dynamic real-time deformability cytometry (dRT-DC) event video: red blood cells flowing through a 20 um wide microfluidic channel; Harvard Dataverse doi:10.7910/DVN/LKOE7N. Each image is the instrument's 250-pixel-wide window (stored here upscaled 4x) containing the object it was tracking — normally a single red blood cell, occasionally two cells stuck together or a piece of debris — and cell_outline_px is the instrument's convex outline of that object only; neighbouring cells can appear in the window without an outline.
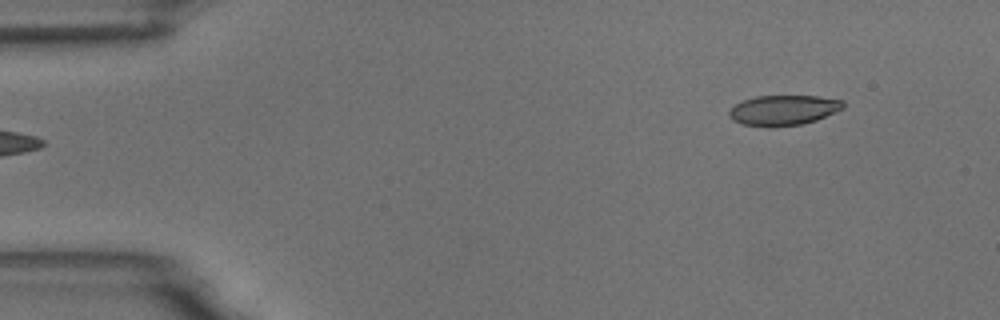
{"species": "common noctule bat (a hibernating species)", "species_latin": "Nyctalus noctula", "temperature_condition": "room temperature", "stored_images_in_passage": 5, "segment_of_instrument_passage": [2, 2], "camera_frame_rate_fps": 3000, "um_per_image_px": 0.085, "animal": {"sex": "male", "body_mass_g": 18.8}, "frame": {"image": 1, "passage_image": 5, "time_ms": 5.667, "image_size_px": [1000, 320], "cell_outline_px": [[844, 108], [816, 120], [800, 124], [744, 124], [732, 120], [728, 116], [728, 112], [736, 104], [744, 100], [756, 96], [816, 96], [844, 100]], "centroid_in_image_um": [66.63, 9.32], "position_along_channel_um": 18.4, "area_um2": 19.25}}